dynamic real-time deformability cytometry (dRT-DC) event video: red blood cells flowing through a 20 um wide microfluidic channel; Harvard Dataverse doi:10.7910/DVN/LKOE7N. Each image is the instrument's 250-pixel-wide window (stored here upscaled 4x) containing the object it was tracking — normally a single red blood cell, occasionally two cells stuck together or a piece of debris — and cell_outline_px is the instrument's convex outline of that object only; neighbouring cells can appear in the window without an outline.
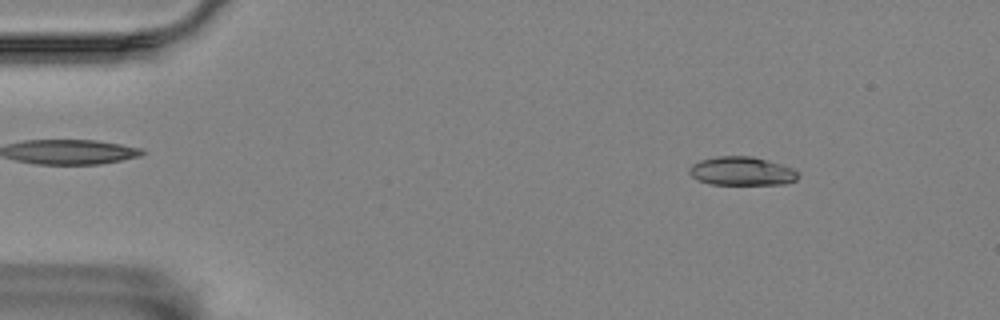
{"species": "Egyptian fruit bat (a non-hibernating species)", "species_latin": "Rousettus aegyptiacus", "temperature_condition": "room temperature", "stored_images_in_passage": 19, "camera_frame_rate_fps": 3000, "um_per_image_px": 0.085, "animal": {"sex": "female"}, "frame": {"image": 1, "passage_image": 8, "time_ms": 2.333, "image_size_px": [1000, 320], "cell_outline_px": [[800, 176], [796, 180], [784, 184], [708, 184], [692, 176], [688, 172], [688, 168], [692, 164], [700, 160], [716, 156], [752, 156], [780, 164], [792, 168], [800, 172]], "centroid_in_image_um": [63.05, 14.54], "position_along_channel_um": 21.9, "area_um2": 18.21}}
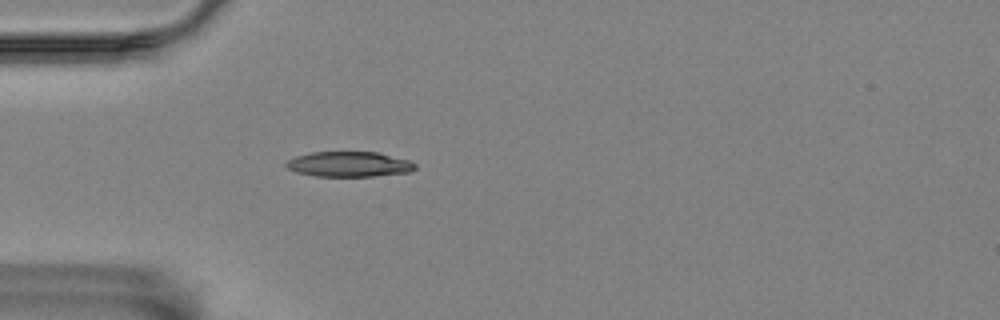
{"frame": {"image": 2, "passage_image": 17, "time_ms": 5.333, "image_size_px": [1000, 320], "cell_outline_px": [[416, 168], [412, 172], [372, 176], [316, 176], [296, 172], [288, 168], [284, 164], [288, 160], [296, 156], [312, 152], [376, 152], [408, 160], [416, 164]], "centroid_in_image_um": [29.68, 13.96], "position_along_channel_um": 55.3, "area_um2": 18.84}}